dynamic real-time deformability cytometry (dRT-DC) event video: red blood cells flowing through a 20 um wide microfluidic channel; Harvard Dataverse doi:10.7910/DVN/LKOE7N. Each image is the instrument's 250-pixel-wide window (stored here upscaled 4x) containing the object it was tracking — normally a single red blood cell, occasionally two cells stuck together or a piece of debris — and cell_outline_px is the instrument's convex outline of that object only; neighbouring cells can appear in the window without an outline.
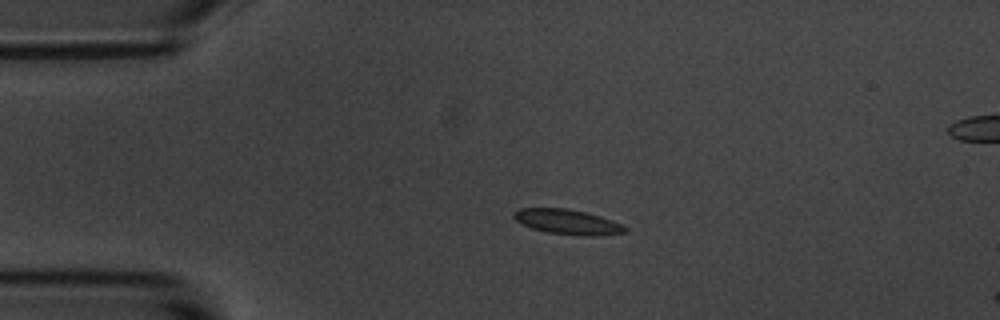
{"species": "common noctule bat (a hibernating species)", "species_latin": "Nyctalus noctula", "temperature_condition": "room temperature", "stored_images_in_passage": 2, "camera_frame_rate_fps": 3000, "um_per_image_px": 0.085, "animal": {"sex": "male", "body_mass_g": 20.1, "forearm_length_mm": 53.5}, "frame": {"image": 1, "passage_image": 1, "time_ms": 0.0, "image_size_px": [1000, 320], "cell_outline_px": [[628, 232], [596, 236], [584, 236], [548, 232], [532, 228], [516, 220], [512, 216], [512, 212], [520, 208], [564, 208], [584, 212], [600, 216], [612, 220], [628, 228]], "centroid_in_image_um": [48.25, 18.86], "position_along_channel_um": 36.8, "area_um2": 16.07}}